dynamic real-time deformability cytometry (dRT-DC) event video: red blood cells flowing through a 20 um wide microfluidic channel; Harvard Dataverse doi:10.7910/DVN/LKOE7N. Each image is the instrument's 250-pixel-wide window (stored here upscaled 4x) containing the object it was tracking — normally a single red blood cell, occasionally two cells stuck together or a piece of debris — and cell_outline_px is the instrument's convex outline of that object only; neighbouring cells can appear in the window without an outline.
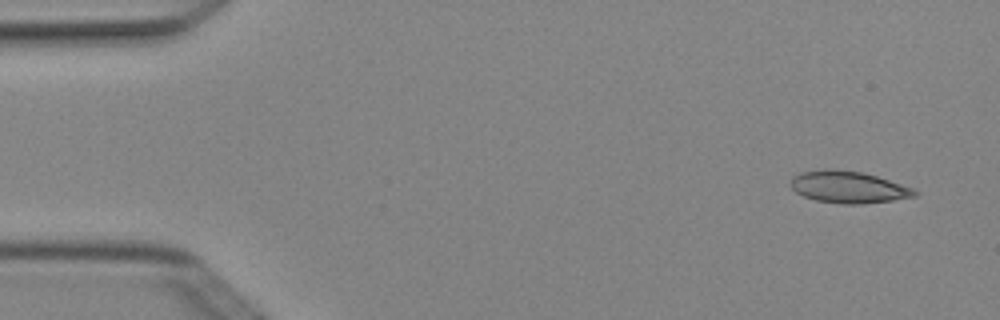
{"species": "Egyptian fruit bat (a non-hibernating species)", "species_latin": "Rousettus aegyptiacus", "temperature_condition": "cold", "stored_images_in_passage": 4, "camera_frame_rate_fps": 3000, "um_per_image_px": 0.085, "animal": {"sex": "female"}, "frame": {"image": 1, "passage_image": 1, "time_ms": 0.0, "image_size_px": [1000, 320], "cell_outline_px": [[920, 192], [916, 196], [892, 200], [860, 204], [844, 204], [816, 200], [804, 196], [796, 192], [788, 184], [792, 176], [800, 172], [828, 168], [832, 168], [860, 172], [876, 176], [912, 188]], "centroid_in_image_um": [72.06, 15.89], "position_along_channel_um": 12.9, "area_um2": 23.0}}
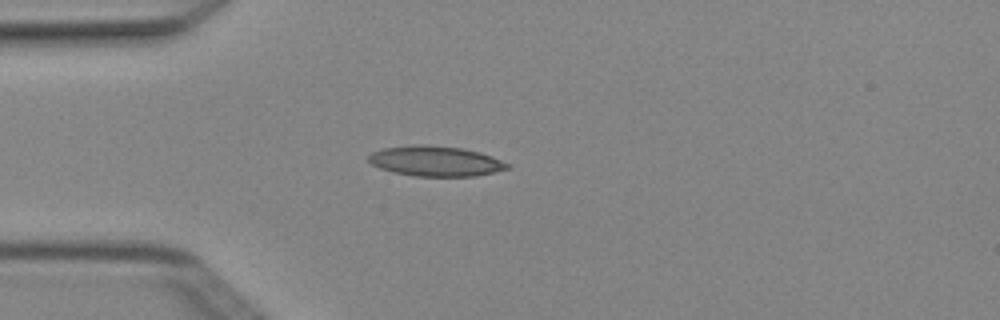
{"frame": {"image": 2, "passage_image": 4, "time_ms": 1.0, "image_size_px": [1000, 320], "cell_outline_px": [[512, 168], [476, 176], [416, 176], [396, 172], [380, 168], [372, 164], [368, 160], [368, 156], [372, 152], [384, 148], [416, 144], [428, 144], [460, 148], [480, 152], [492, 156], [512, 164]], "centroid_in_image_um": [37.08, 13.69], "position_along_channel_um": 47.9, "area_um2": 24.51}}